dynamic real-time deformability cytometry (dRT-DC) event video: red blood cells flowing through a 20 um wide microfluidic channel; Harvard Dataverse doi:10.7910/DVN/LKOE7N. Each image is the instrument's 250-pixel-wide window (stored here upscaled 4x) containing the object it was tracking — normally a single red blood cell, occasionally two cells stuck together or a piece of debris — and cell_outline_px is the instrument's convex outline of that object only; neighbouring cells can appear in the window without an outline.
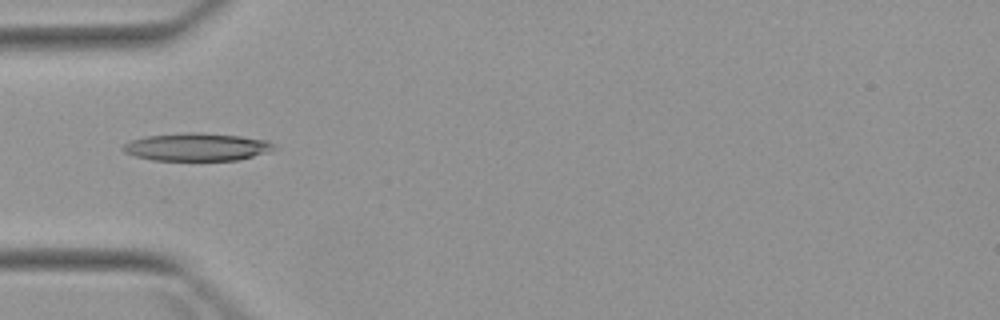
{"species": "Egyptian fruit bat (a non-hibernating species)", "species_latin": "Rousettus aegyptiacus", "temperature_condition": "warm", "stored_images_in_passage": 3, "camera_frame_rate_fps": 3000, "um_per_image_px": 0.085, "animal": {"sex": "female"}, "frame": {"image": 1, "passage_image": 3, "time_ms": 2.667, "image_size_px": [1000, 320], "cell_outline_px": [[276, 148], [272, 152], [240, 160], [152, 160], [136, 156], [124, 152], [120, 148], [124, 144], [132, 140], [148, 136], [184, 132], [200, 132], [240, 136], [268, 140], [276, 144]], "centroid_in_image_um": [16.81, 12.49], "position_along_channel_um": 68.2, "area_um2": 24.74}}